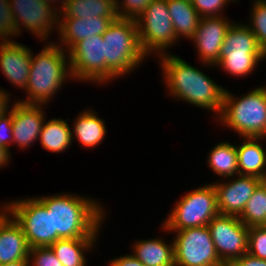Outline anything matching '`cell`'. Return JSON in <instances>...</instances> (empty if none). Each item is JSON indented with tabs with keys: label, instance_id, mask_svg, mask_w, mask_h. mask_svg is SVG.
<instances>
[{
	"label": "cell",
	"instance_id": "30",
	"mask_svg": "<svg viewBox=\"0 0 266 266\" xmlns=\"http://www.w3.org/2000/svg\"><path fill=\"white\" fill-rule=\"evenodd\" d=\"M248 254L266 260V227L252 226L248 230Z\"/></svg>",
	"mask_w": 266,
	"mask_h": 266
},
{
	"label": "cell",
	"instance_id": "39",
	"mask_svg": "<svg viewBox=\"0 0 266 266\" xmlns=\"http://www.w3.org/2000/svg\"><path fill=\"white\" fill-rule=\"evenodd\" d=\"M11 154L10 152L0 146V168L4 167V165H7L9 163V160H11Z\"/></svg>",
	"mask_w": 266,
	"mask_h": 266
},
{
	"label": "cell",
	"instance_id": "20",
	"mask_svg": "<svg viewBox=\"0 0 266 266\" xmlns=\"http://www.w3.org/2000/svg\"><path fill=\"white\" fill-rule=\"evenodd\" d=\"M264 139L265 137L243 138L242 144L236 146L239 175L264 178L266 173V150L259 143Z\"/></svg>",
	"mask_w": 266,
	"mask_h": 266
},
{
	"label": "cell",
	"instance_id": "38",
	"mask_svg": "<svg viewBox=\"0 0 266 266\" xmlns=\"http://www.w3.org/2000/svg\"><path fill=\"white\" fill-rule=\"evenodd\" d=\"M9 93H7V91L5 92L4 89L2 90L0 88V117L2 115H5L7 112H9L8 108H9Z\"/></svg>",
	"mask_w": 266,
	"mask_h": 266
},
{
	"label": "cell",
	"instance_id": "4",
	"mask_svg": "<svg viewBox=\"0 0 266 266\" xmlns=\"http://www.w3.org/2000/svg\"><path fill=\"white\" fill-rule=\"evenodd\" d=\"M106 67L118 78L147 57L141 48L136 20L116 18L102 34Z\"/></svg>",
	"mask_w": 266,
	"mask_h": 266
},
{
	"label": "cell",
	"instance_id": "41",
	"mask_svg": "<svg viewBox=\"0 0 266 266\" xmlns=\"http://www.w3.org/2000/svg\"><path fill=\"white\" fill-rule=\"evenodd\" d=\"M43 1L46 2L47 4L51 5V6H54V5H52L53 2H57L58 1L57 3H61L59 12L63 10L65 4L68 2V0H57V1L56 0H43ZM59 1H62V2H59Z\"/></svg>",
	"mask_w": 266,
	"mask_h": 266
},
{
	"label": "cell",
	"instance_id": "2",
	"mask_svg": "<svg viewBox=\"0 0 266 266\" xmlns=\"http://www.w3.org/2000/svg\"><path fill=\"white\" fill-rule=\"evenodd\" d=\"M168 54L159 56L168 94L220 116L226 89L183 59Z\"/></svg>",
	"mask_w": 266,
	"mask_h": 266
},
{
	"label": "cell",
	"instance_id": "37",
	"mask_svg": "<svg viewBox=\"0 0 266 266\" xmlns=\"http://www.w3.org/2000/svg\"><path fill=\"white\" fill-rule=\"evenodd\" d=\"M109 266H145L133 254L122 255L118 258L112 259Z\"/></svg>",
	"mask_w": 266,
	"mask_h": 266
},
{
	"label": "cell",
	"instance_id": "18",
	"mask_svg": "<svg viewBox=\"0 0 266 266\" xmlns=\"http://www.w3.org/2000/svg\"><path fill=\"white\" fill-rule=\"evenodd\" d=\"M117 17H62L58 21V33L62 44L68 51L75 43L94 35H102ZM66 46V47H65Z\"/></svg>",
	"mask_w": 266,
	"mask_h": 266
},
{
	"label": "cell",
	"instance_id": "42",
	"mask_svg": "<svg viewBox=\"0 0 266 266\" xmlns=\"http://www.w3.org/2000/svg\"><path fill=\"white\" fill-rule=\"evenodd\" d=\"M4 205V206H3ZM0 220L8 213V203L6 204H2V206L0 207Z\"/></svg>",
	"mask_w": 266,
	"mask_h": 266
},
{
	"label": "cell",
	"instance_id": "13",
	"mask_svg": "<svg viewBox=\"0 0 266 266\" xmlns=\"http://www.w3.org/2000/svg\"><path fill=\"white\" fill-rule=\"evenodd\" d=\"M9 2L19 33L22 32V28H25L43 41L49 37L51 30L58 29L59 8H56L57 6L52 7L43 0H9ZM55 25L57 28L54 27Z\"/></svg>",
	"mask_w": 266,
	"mask_h": 266
},
{
	"label": "cell",
	"instance_id": "25",
	"mask_svg": "<svg viewBox=\"0 0 266 266\" xmlns=\"http://www.w3.org/2000/svg\"><path fill=\"white\" fill-rule=\"evenodd\" d=\"M89 18V17H117L116 3L112 0H68L60 17Z\"/></svg>",
	"mask_w": 266,
	"mask_h": 266
},
{
	"label": "cell",
	"instance_id": "26",
	"mask_svg": "<svg viewBox=\"0 0 266 266\" xmlns=\"http://www.w3.org/2000/svg\"><path fill=\"white\" fill-rule=\"evenodd\" d=\"M68 123L63 119L44 121L39 140L43 148L53 153L66 151L72 143V133Z\"/></svg>",
	"mask_w": 266,
	"mask_h": 266
},
{
	"label": "cell",
	"instance_id": "9",
	"mask_svg": "<svg viewBox=\"0 0 266 266\" xmlns=\"http://www.w3.org/2000/svg\"><path fill=\"white\" fill-rule=\"evenodd\" d=\"M8 213L22 228L30 249L53 244L52 211L37 198L10 201Z\"/></svg>",
	"mask_w": 266,
	"mask_h": 266
},
{
	"label": "cell",
	"instance_id": "33",
	"mask_svg": "<svg viewBox=\"0 0 266 266\" xmlns=\"http://www.w3.org/2000/svg\"><path fill=\"white\" fill-rule=\"evenodd\" d=\"M28 259L30 266H63L50 246L31 248Z\"/></svg>",
	"mask_w": 266,
	"mask_h": 266
},
{
	"label": "cell",
	"instance_id": "12",
	"mask_svg": "<svg viewBox=\"0 0 266 266\" xmlns=\"http://www.w3.org/2000/svg\"><path fill=\"white\" fill-rule=\"evenodd\" d=\"M208 228L216 252L226 266L247 254L249 227L237 216L218 214L208 223Z\"/></svg>",
	"mask_w": 266,
	"mask_h": 266
},
{
	"label": "cell",
	"instance_id": "3",
	"mask_svg": "<svg viewBox=\"0 0 266 266\" xmlns=\"http://www.w3.org/2000/svg\"><path fill=\"white\" fill-rule=\"evenodd\" d=\"M58 43L49 42L37 55L31 54L26 91L27 99L18 100L23 104L46 105L62 88L66 78L73 79L68 53ZM66 52V53H65Z\"/></svg>",
	"mask_w": 266,
	"mask_h": 266
},
{
	"label": "cell",
	"instance_id": "31",
	"mask_svg": "<svg viewBox=\"0 0 266 266\" xmlns=\"http://www.w3.org/2000/svg\"><path fill=\"white\" fill-rule=\"evenodd\" d=\"M15 35L17 37L19 32L14 22L10 2L9 0H0V39L3 40L2 42H10L12 40L9 37L12 38L11 36Z\"/></svg>",
	"mask_w": 266,
	"mask_h": 266
},
{
	"label": "cell",
	"instance_id": "11",
	"mask_svg": "<svg viewBox=\"0 0 266 266\" xmlns=\"http://www.w3.org/2000/svg\"><path fill=\"white\" fill-rule=\"evenodd\" d=\"M174 232L175 266H226L216 252L208 226Z\"/></svg>",
	"mask_w": 266,
	"mask_h": 266
},
{
	"label": "cell",
	"instance_id": "40",
	"mask_svg": "<svg viewBox=\"0 0 266 266\" xmlns=\"http://www.w3.org/2000/svg\"><path fill=\"white\" fill-rule=\"evenodd\" d=\"M0 266H30V264H29V259H22L14 262H9Z\"/></svg>",
	"mask_w": 266,
	"mask_h": 266
},
{
	"label": "cell",
	"instance_id": "8",
	"mask_svg": "<svg viewBox=\"0 0 266 266\" xmlns=\"http://www.w3.org/2000/svg\"><path fill=\"white\" fill-rule=\"evenodd\" d=\"M136 22L141 48L146 56L152 52L158 56L166 54L177 41L166 0H153Z\"/></svg>",
	"mask_w": 266,
	"mask_h": 266
},
{
	"label": "cell",
	"instance_id": "35",
	"mask_svg": "<svg viewBox=\"0 0 266 266\" xmlns=\"http://www.w3.org/2000/svg\"><path fill=\"white\" fill-rule=\"evenodd\" d=\"M10 108L9 112L0 117V146L9 152H11L9 146L13 143L12 107Z\"/></svg>",
	"mask_w": 266,
	"mask_h": 266
},
{
	"label": "cell",
	"instance_id": "6",
	"mask_svg": "<svg viewBox=\"0 0 266 266\" xmlns=\"http://www.w3.org/2000/svg\"><path fill=\"white\" fill-rule=\"evenodd\" d=\"M266 58L256 36L245 24L232 23L221 46L219 60L214 64L233 76H246Z\"/></svg>",
	"mask_w": 266,
	"mask_h": 266
},
{
	"label": "cell",
	"instance_id": "15",
	"mask_svg": "<svg viewBox=\"0 0 266 266\" xmlns=\"http://www.w3.org/2000/svg\"><path fill=\"white\" fill-rule=\"evenodd\" d=\"M232 22L223 16L201 17L196 33L192 37L199 58L211 67L219 60L221 46Z\"/></svg>",
	"mask_w": 266,
	"mask_h": 266
},
{
	"label": "cell",
	"instance_id": "16",
	"mask_svg": "<svg viewBox=\"0 0 266 266\" xmlns=\"http://www.w3.org/2000/svg\"><path fill=\"white\" fill-rule=\"evenodd\" d=\"M12 106L13 144L18 145L22 150L27 149L39 139L46 120L42 110L44 106L17 101Z\"/></svg>",
	"mask_w": 266,
	"mask_h": 266
},
{
	"label": "cell",
	"instance_id": "17",
	"mask_svg": "<svg viewBox=\"0 0 266 266\" xmlns=\"http://www.w3.org/2000/svg\"><path fill=\"white\" fill-rule=\"evenodd\" d=\"M32 51L14 41L0 42V68L10 83L26 88L29 78Z\"/></svg>",
	"mask_w": 266,
	"mask_h": 266
},
{
	"label": "cell",
	"instance_id": "36",
	"mask_svg": "<svg viewBox=\"0 0 266 266\" xmlns=\"http://www.w3.org/2000/svg\"><path fill=\"white\" fill-rule=\"evenodd\" d=\"M227 266H266V260L253 257L247 253L232 260Z\"/></svg>",
	"mask_w": 266,
	"mask_h": 266
},
{
	"label": "cell",
	"instance_id": "24",
	"mask_svg": "<svg viewBox=\"0 0 266 266\" xmlns=\"http://www.w3.org/2000/svg\"><path fill=\"white\" fill-rule=\"evenodd\" d=\"M97 238L58 239L50 248L63 266H86L84 251L92 250Z\"/></svg>",
	"mask_w": 266,
	"mask_h": 266
},
{
	"label": "cell",
	"instance_id": "22",
	"mask_svg": "<svg viewBox=\"0 0 266 266\" xmlns=\"http://www.w3.org/2000/svg\"><path fill=\"white\" fill-rule=\"evenodd\" d=\"M176 39H192L199 26L201 16L189 0H166Z\"/></svg>",
	"mask_w": 266,
	"mask_h": 266
},
{
	"label": "cell",
	"instance_id": "34",
	"mask_svg": "<svg viewBox=\"0 0 266 266\" xmlns=\"http://www.w3.org/2000/svg\"><path fill=\"white\" fill-rule=\"evenodd\" d=\"M229 1L237 0H191V3L201 17H214L223 16L221 11Z\"/></svg>",
	"mask_w": 266,
	"mask_h": 266
},
{
	"label": "cell",
	"instance_id": "10",
	"mask_svg": "<svg viewBox=\"0 0 266 266\" xmlns=\"http://www.w3.org/2000/svg\"><path fill=\"white\" fill-rule=\"evenodd\" d=\"M67 53L73 79L105 84L116 78L106 67L102 35L80 40Z\"/></svg>",
	"mask_w": 266,
	"mask_h": 266
},
{
	"label": "cell",
	"instance_id": "23",
	"mask_svg": "<svg viewBox=\"0 0 266 266\" xmlns=\"http://www.w3.org/2000/svg\"><path fill=\"white\" fill-rule=\"evenodd\" d=\"M132 253L145 266H175L173 242L168 245L163 239L137 241Z\"/></svg>",
	"mask_w": 266,
	"mask_h": 266
},
{
	"label": "cell",
	"instance_id": "21",
	"mask_svg": "<svg viewBox=\"0 0 266 266\" xmlns=\"http://www.w3.org/2000/svg\"><path fill=\"white\" fill-rule=\"evenodd\" d=\"M75 119L73 131H71L72 140L76 138L85 148H95L100 145L99 143H102L106 134V125L105 121L99 118L96 112L87 109V111H82Z\"/></svg>",
	"mask_w": 266,
	"mask_h": 266
},
{
	"label": "cell",
	"instance_id": "5",
	"mask_svg": "<svg viewBox=\"0 0 266 266\" xmlns=\"http://www.w3.org/2000/svg\"><path fill=\"white\" fill-rule=\"evenodd\" d=\"M254 89L239 99L225 90L223 109L218 116L222 125L242 138L266 136V86Z\"/></svg>",
	"mask_w": 266,
	"mask_h": 266
},
{
	"label": "cell",
	"instance_id": "7",
	"mask_svg": "<svg viewBox=\"0 0 266 266\" xmlns=\"http://www.w3.org/2000/svg\"><path fill=\"white\" fill-rule=\"evenodd\" d=\"M218 214L216 192L212 183L181 197L163 222L162 228L169 233V231L208 226Z\"/></svg>",
	"mask_w": 266,
	"mask_h": 266
},
{
	"label": "cell",
	"instance_id": "32",
	"mask_svg": "<svg viewBox=\"0 0 266 266\" xmlns=\"http://www.w3.org/2000/svg\"><path fill=\"white\" fill-rule=\"evenodd\" d=\"M116 3L118 18L137 20L153 0H121Z\"/></svg>",
	"mask_w": 266,
	"mask_h": 266
},
{
	"label": "cell",
	"instance_id": "27",
	"mask_svg": "<svg viewBox=\"0 0 266 266\" xmlns=\"http://www.w3.org/2000/svg\"><path fill=\"white\" fill-rule=\"evenodd\" d=\"M208 166L218 176L228 178L239 175L237 149L229 142H221L214 146L208 154Z\"/></svg>",
	"mask_w": 266,
	"mask_h": 266
},
{
	"label": "cell",
	"instance_id": "28",
	"mask_svg": "<svg viewBox=\"0 0 266 266\" xmlns=\"http://www.w3.org/2000/svg\"><path fill=\"white\" fill-rule=\"evenodd\" d=\"M247 227L266 225V184L262 181L238 217Z\"/></svg>",
	"mask_w": 266,
	"mask_h": 266
},
{
	"label": "cell",
	"instance_id": "19",
	"mask_svg": "<svg viewBox=\"0 0 266 266\" xmlns=\"http://www.w3.org/2000/svg\"><path fill=\"white\" fill-rule=\"evenodd\" d=\"M29 250L30 247L22 228L7 213L0 220V265L28 259Z\"/></svg>",
	"mask_w": 266,
	"mask_h": 266
},
{
	"label": "cell",
	"instance_id": "29",
	"mask_svg": "<svg viewBox=\"0 0 266 266\" xmlns=\"http://www.w3.org/2000/svg\"><path fill=\"white\" fill-rule=\"evenodd\" d=\"M251 7L250 24L247 26L256 36L261 49L266 54V0H254ZM252 23V24H251Z\"/></svg>",
	"mask_w": 266,
	"mask_h": 266
},
{
	"label": "cell",
	"instance_id": "43",
	"mask_svg": "<svg viewBox=\"0 0 266 266\" xmlns=\"http://www.w3.org/2000/svg\"><path fill=\"white\" fill-rule=\"evenodd\" d=\"M262 181L266 184V173H265V176H264V178L262 179Z\"/></svg>",
	"mask_w": 266,
	"mask_h": 266
},
{
	"label": "cell",
	"instance_id": "14",
	"mask_svg": "<svg viewBox=\"0 0 266 266\" xmlns=\"http://www.w3.org/2000/svg\"><path fill=\"white\" fill-rule=\"evenodd\" d=\"M262 179L238 175L227 182L213 183L219 214L239 217Z\"/></svg>",
	"mask_w": 266,
	"mask_h": 266
},
{
	"label": "cell",
	"instance_id": "1",
	"mask_svg": "<svg viewBox=\"0 0 266 266\" xmlns=\"http://www.w3.org/2000/svg\"><path fill=\"white\" fill-rule=\"evenodd\" d=\"M36 198L52 211L53 243L58 239L97 238L106 214L98 201L68 193Z\"/></svg>",
	"mask_w": 266,
	"mask_h": 266
}]
</instances>
